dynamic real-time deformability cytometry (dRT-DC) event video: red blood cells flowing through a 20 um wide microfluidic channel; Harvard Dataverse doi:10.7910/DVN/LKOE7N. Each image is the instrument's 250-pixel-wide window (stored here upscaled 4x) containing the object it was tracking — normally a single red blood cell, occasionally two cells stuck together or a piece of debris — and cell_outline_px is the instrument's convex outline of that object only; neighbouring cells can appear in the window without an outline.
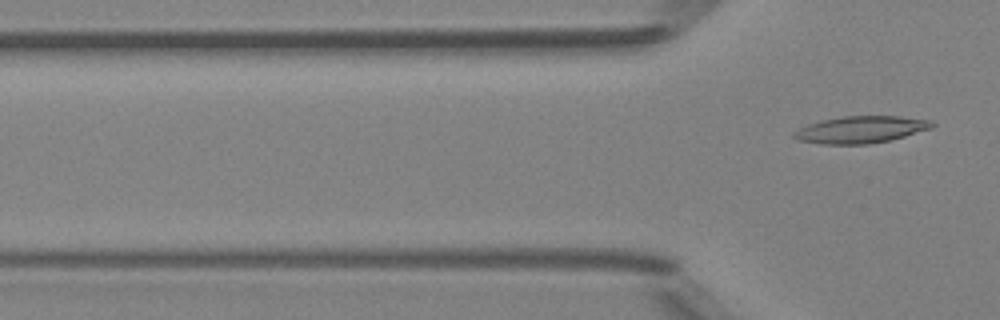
{"species": "Egyptian fruit bat (a non-hibernating species)", "species_latin": "Rousettus aegyptiacus", "temperature_condition": "room temperature", "stored_images_in_passage": 3, "segment_of_instrument_passage": [2, 2], "camera_frame_rate_fps": 3000, "um_per_image_px": 0.085, "animal": {"sex": "female"}, "frame": {"image": 1, "passage_image": 3, "time_ms": 2.333, "image_size_px": [1000, 320], "cell_outline_px": [[936, 124], [932, 128], [892, 140], [868, 144], [820, 144], [796, 140], [792, 136], [792, 132], [808, 124], [820, 120], [840, 116], [900, 116], [932, 120]], "centroid_in_image_um": [73.16, 11.01], "position_along_channel_um": 52.6, "area_um2": 22.02}}